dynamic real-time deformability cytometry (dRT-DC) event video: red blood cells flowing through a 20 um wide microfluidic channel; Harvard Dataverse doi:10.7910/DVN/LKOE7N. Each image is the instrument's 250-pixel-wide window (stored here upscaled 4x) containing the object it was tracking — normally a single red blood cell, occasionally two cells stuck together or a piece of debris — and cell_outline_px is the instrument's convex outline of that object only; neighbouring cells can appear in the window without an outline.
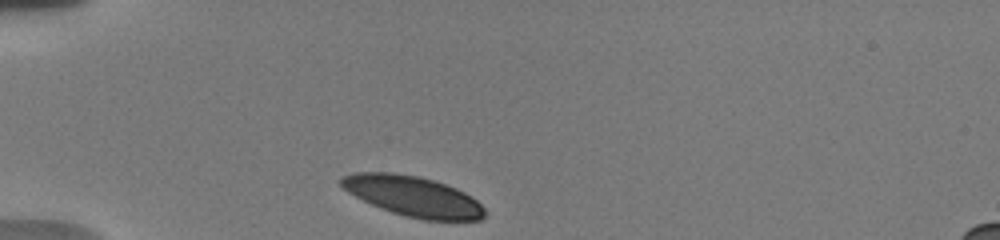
{"species": "human", "species_latin": "Homo sapiens", "temperature_condition": "warm", "stored_images_in_passage": 30, "camera_frame_rate_fps": 3000, "um_per_image_px": 0.085, "donor": {"sex": "male"}, "frame": {"image": 1, "passage_image": 1, "time_ms": 0.0, "image_size_px": [1000, 240], "cell_outline_px": [[488, 212], [480, 220], [424, 220], [404, 216], [380, 208], [348, 192], [340, 184], [340, 180], [344, 176], [356, 172], [392, 172], [416, 176], [432, 180], [456, 188], [464, 192], [476, 200]], "centroid_in_image_um": [35.13, 16.69], "position_along_channel_um": 49.9, "area_um2": 33.41}}
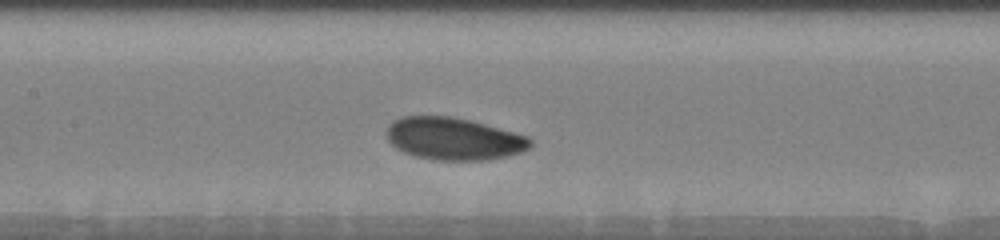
{"frame": {"image": 2, "passage_image": 11, "time_ms": 4.0, "image_size_px": [1000, 240], "cell_outline_px": [[532, 144], [524, 152], [508, 156], [488, 160], [432, 160], [416, 156], [404, 152], [396, 148], [388, 140], [388, 124], [392, 120], [400, 116], [448, 116], [468, 120], [484, 124], [528, 136], [532, 140]], "centroid_in_image_um": [38.57, 11.8], "position_along_channel_um": 168.8, "area_um2": 35.49}}
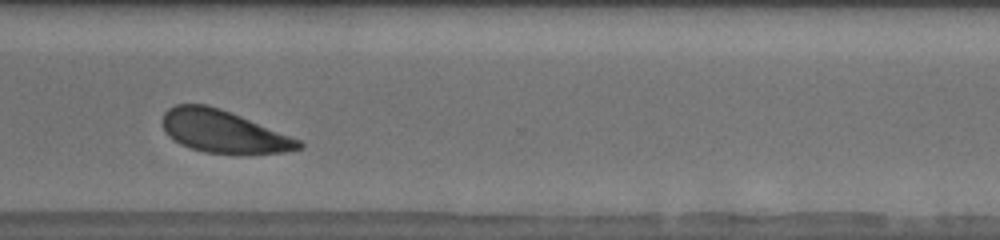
{"frame": {"image": 3, "passage_image": 25, "time_ms": 9.0, "image_size_px": [1000, 240], "cell_outline_px": [[304, 148], [284, 152], [204, 152], [180, 144], [168, 136], [164, 132], [160, 120], [164, 112], [168, 108], [176, 104], [208, 104], [220, 108], [300, 140], [304, 144]], "centroid_in_image_um": [18.9, 11.14], "position_along_channel_um": 351.7, "area_um2": 33.18}, "authors_computed_cell_mechanics": {"area_um2": 35.4025, "velocity_mm_per_s": 3.6571, "shape_relaxation_time_tau1_ms": 1.7567, "shape_relaxation_time_tau2_ms": 5.8781, "deformation_change_tau1": 0.098, "deformation_change_tau2": 0.1301}}